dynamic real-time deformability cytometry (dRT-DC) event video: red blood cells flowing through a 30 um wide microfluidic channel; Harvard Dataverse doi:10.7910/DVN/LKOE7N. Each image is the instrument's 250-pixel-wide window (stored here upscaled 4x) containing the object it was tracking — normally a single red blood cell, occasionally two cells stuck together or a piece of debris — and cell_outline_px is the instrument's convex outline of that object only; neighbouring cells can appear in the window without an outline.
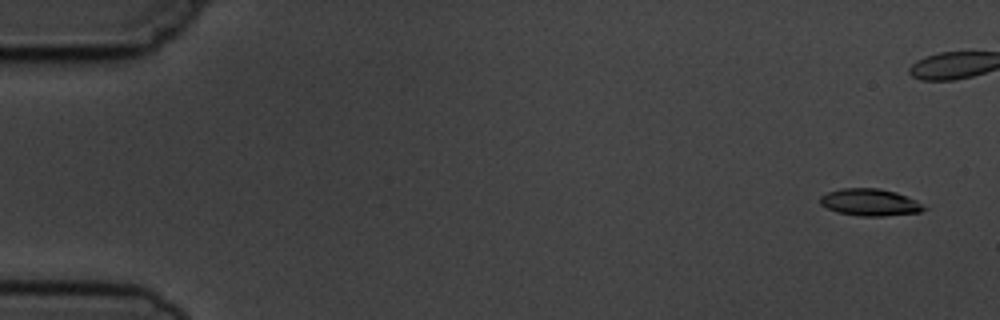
{"species": "common noctule bat (a hibernating species)", "species_latin": "Nyctalus noctula", "temperature_condition": "cold", "stored_images_in_passage": 9, "camera_frame_rate_fps": 3000, "um_per_image_px": 0.085, "animal": {"sex": "male", "body_mass_g": 19.5, "forearm_length_mm": 54.6}, "frame": {"image": 1, "passage_image": 1, "time_ms": 0.0, "image_size_px": [1000, 320], "cell_outline_px": [[928, 208], [920, 212], [884, 216], [860, 216], [836, 212], [820, 204], [820, 196], [828, 192], [840, 188], [880, 188], [896, 192], [916, 200]], "centroid_in_image_um": [73.95, 17.19], "position_along_channel_um": 11.1, "area_um2": 16.42}}
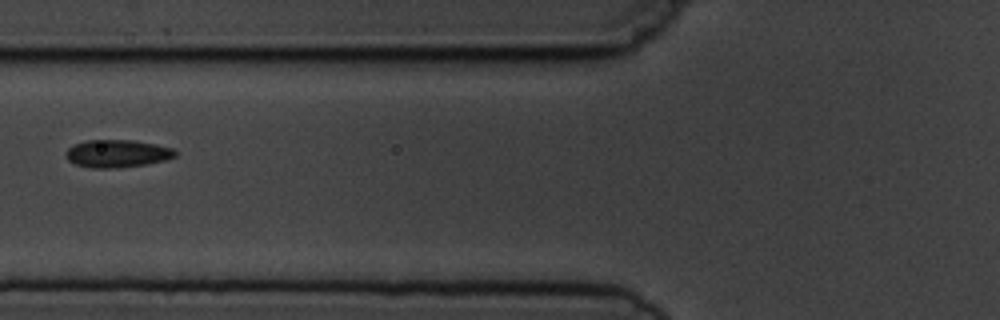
{"frame": {"image": 2, "passage_image": 7, "time_ms": 7.667, "image_size_px": [1000, 320], "cell_outline_px": [[176, 156], [164, 160], [148, 164], [120, 168], [92, 168], [76, 164], [68, 160], [64, 152], [72, 144], [84, 140], [132, 140], [156, 144], [172, 148], [176, 152]], "centroid_in_image_um": [9.93, 13.05], "position_along_channel_um": 115.9, "area_um2": 17.8}}
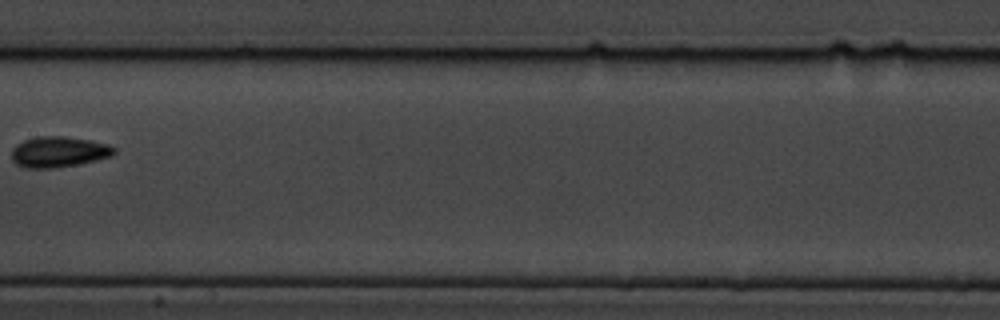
{"frame": {"image": 3, "passage_image": 9, "time_ms": 10.0, "image_size_px": [1000, 320], "cell_outline_px": [[116, 152], [112, 156], [76, 164], [52, 168], [28, 168], [16, 164], [12, 160], [12, 148], [16, 144], [24, 140], [36, 136], [64, 136], [92, 140], [108, 144], [116, 148]], "centroid_in_image_um": [4.98, 12.89], "position_along_channel_um": 202.4, "area_um2": 18.38}}